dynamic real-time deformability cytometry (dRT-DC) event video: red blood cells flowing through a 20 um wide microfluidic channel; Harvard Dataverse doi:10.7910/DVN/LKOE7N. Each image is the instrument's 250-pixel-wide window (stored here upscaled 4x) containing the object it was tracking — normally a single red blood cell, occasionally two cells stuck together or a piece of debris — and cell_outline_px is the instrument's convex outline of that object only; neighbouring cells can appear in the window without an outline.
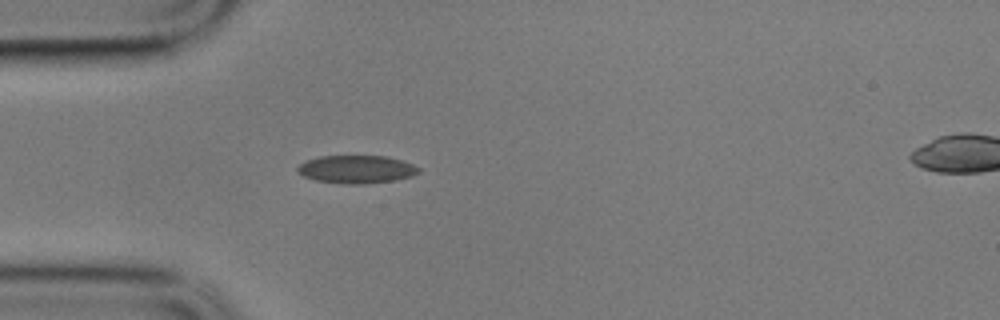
{"species": "common noctule bat (a hibernating species)", "species_latin": "Nyctalus noctula", "temperature_condition": "cold", "stored_images_in_passage": 35, "camera_frame_rate_fps": 3000, "um_per_image_px": 0.085, "animal": {"sex": "male", "body_mass_g": 17.9}, "frame": {"image": 1, "passage_image": 1, "time_ms": 0.0, "image_size_px": [1000, 320], "cell_outline_px": [[420, 172], [412, 176], [396, 180], [364, 184], [348, 184], [316, 180], [304, 176], [296, 172], [296, 168], [300, 164], [308, 160], [320, 156], [388, 156], [412, 164], [420, 168]], "centroid_in_image_um": [30.31, 14.39], "position_along_channel_um": 54.7, "area_um2": 19.71}}
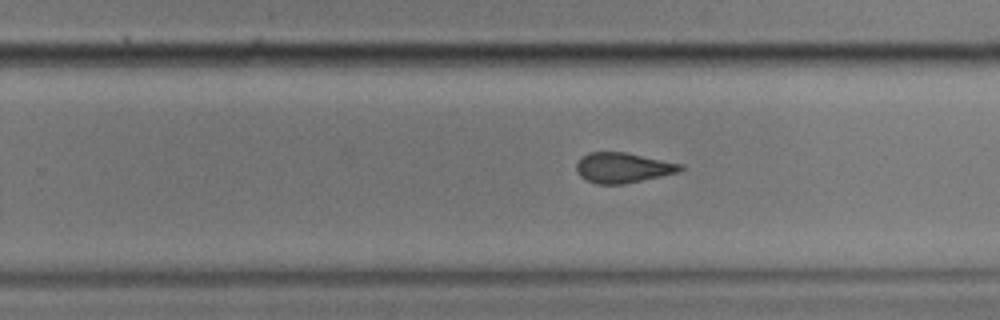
{"frame": {"image": 2, "passage_image": 21, "time_ms": 6.667, "image_size_px": [1000, 320], "cell_outline_px": [[684, 168], [680, 172], [624, 184], [596, 184], [580, 176], [576, 172], [576, 164], [580, 156], [588, 152], [624, 152], [684, 164]], "centroid_in_image_um": [52.94, 14.25], "position_along_channel_um": 276.9, "area_um2": 18.44}}
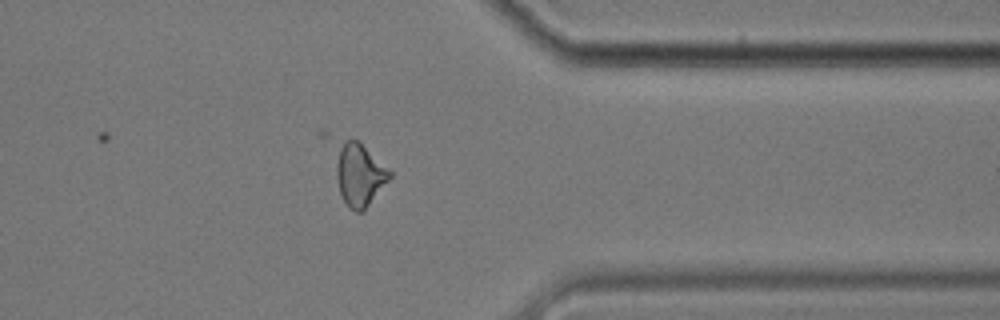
{"frame": {"image": 3, "passage_image": 31, "time_ms": 10.0, "image_size_px": [1000, 320], "cell_outline_px": [[392, 176], [368, 204], [360, 212], [356, 212], [348, 208], [340, 192], [336, 176], [336, 168], [340, 144], [344, 140], [352, 136], [360, 140], [392, 172]], "centroid_in_image_um": [30.56, 14.79], "position_along_channel_um": 380.8, "area_um2": 19.48}, "authors_computed_cell_mechanics": {"area_um2": 18.8428, "velocity_mm_per_s": 3.4137, "shape_relaxation_time_tau1_ms": null, "shape_relaxation_time_tau2_ms": 2.1537, "deformation_change_tau1": null, "deformation_change_tau2": 0.1015}}